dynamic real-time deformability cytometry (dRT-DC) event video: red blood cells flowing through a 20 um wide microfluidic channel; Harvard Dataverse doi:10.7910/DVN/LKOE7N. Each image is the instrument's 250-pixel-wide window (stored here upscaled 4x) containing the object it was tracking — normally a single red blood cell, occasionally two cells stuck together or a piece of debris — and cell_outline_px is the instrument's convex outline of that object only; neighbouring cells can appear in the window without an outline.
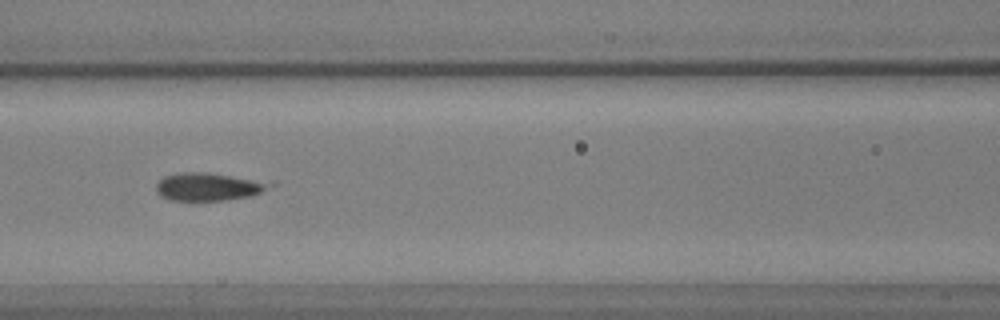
{"species": "common noctule bat (a hibernating species)", "species_latin": "Nyctalus noctula", "temperature_condition": "warm", "stored_images_in_passage": 42, "camera_frame_rate_fps": 3000, "um_per_image_px": 0.085, "animal": {"sex": "male", "body_mass_g": 17.9, "forearm_length_mm": 54.2}, "frame": {"image": 1, "passage_image": 10, "time_ms": 3.0, "image_size_px": [1000, 320], "cell_outline_px": [[276, 184], [252, 196], [224, 200], [168, 200], [160, 196], [156, 192], [156, 184], [164, 176], [180, 172], [204, 172]], "centroid_in_image_um": [17.62, 15.88], "position_along_channel_um": 149.0, "area_um2": 18.03}}
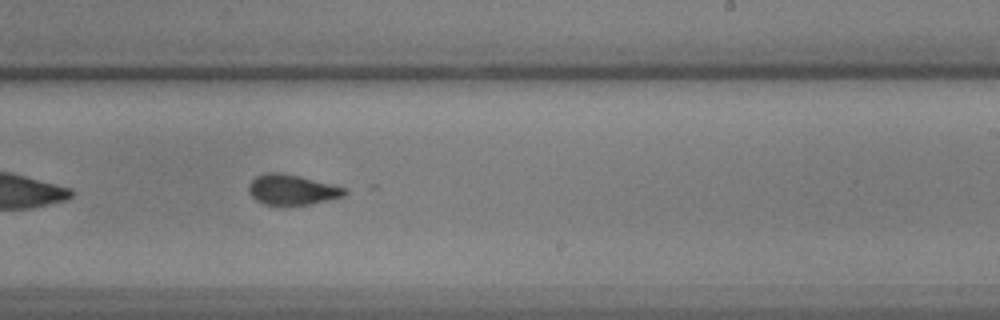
{"frame": {"image": 2, "passage_image": 20, "time_ms": 6.333, "image_size_px": [1000, 320], "cell_outline_px": [[348, 192], [344, 196], [308, 204], [264, 204], [256, 200], [248, 192], [248, 184], [256, 176], [264, 172], [280, 172], [300, 176], [344, 188]], "centroid_in_image_um": [24.76, 16.1], "position_along_channel_um": 264.2, "area_um2": 16.65}}
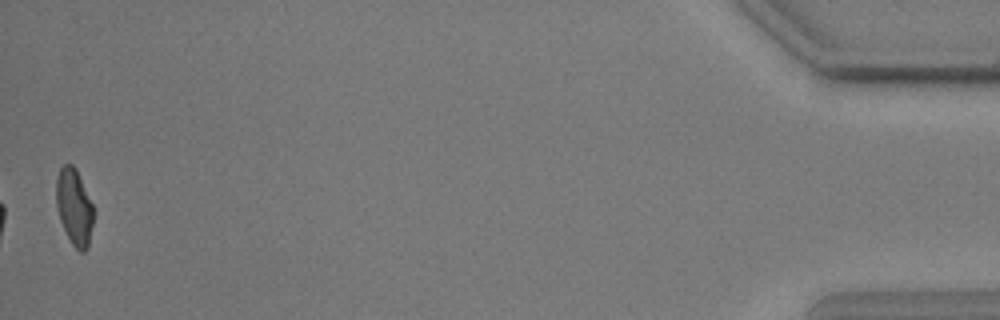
{"frame": {"image": 3, "passage_image": 42, "time_ms": 13.667, "image_size_px": [1000, 320], "cell_outline_px": [[92, 224], [88, 248], [84, 252], [80, 252], [72, 244], [60, 220], [56, 204], [56, 180], [60, 168], [64, 164], [72, 164], [76, 168], [92, 204]], "centroid_in_image_um": [6.29, 17.58], "position_along_channel_um": 428.9, "area_um2": 16.3}}